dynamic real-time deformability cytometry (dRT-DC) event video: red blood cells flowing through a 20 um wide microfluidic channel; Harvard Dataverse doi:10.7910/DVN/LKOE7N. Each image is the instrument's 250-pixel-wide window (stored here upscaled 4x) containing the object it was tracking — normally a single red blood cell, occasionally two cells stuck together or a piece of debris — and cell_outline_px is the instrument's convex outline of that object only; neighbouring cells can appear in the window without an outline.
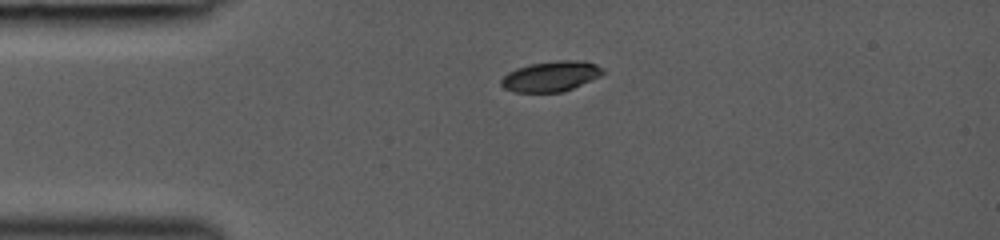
{"species": "common noctule bat (a hibernating species)", "species_latin": "Nyctalus noctula", "temperature_condition": "room temperature", "stored_images_in_passage": 41, "camera_frame_rate_fps": 3000, "um_per_image_px": 0.085, "animal": {"sex": "female", "body_mass_g": 19.0, "forearm_length_mm": 53.3}, "frame": {"image": 1, "passage_image": 1, "time_ms": 0.0, "image_size_px": [1000, 240], "cell_outline_px": [[604, 72], [600, 76], [564, 92], [512, 92], [504, 88], [500, 84], [500, 80], [508, 72], [516, 68], [532, 64], [556, 60], [576, 60], [596, 64], [604, 68]], "centroid_in_image_um": [46.81, 6.49], "position_along_channel_um": 38.2, "area_um2": 17.98}}
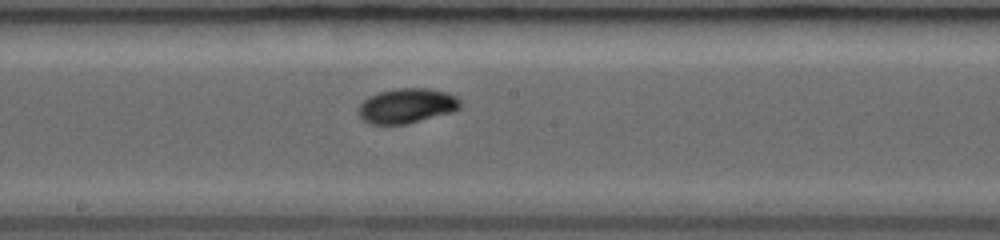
{"frame": {"image": 2, "passage_image": 18, "time_ms": 4.667, "image_size_px": [1000, 240], "cell_outline_px": [[460, 108], [452, 112], [408, 124], [368, 124], [360, 116], [360, 104], [368, 96], [380, 92], [396, 88], [428, 88], [448, 92], [456, 96], [460, 100]], "centroid_in_image_um": [34.61, 8.99], "position_along_channel_um": 213.6, "area_um2": 20.69}}
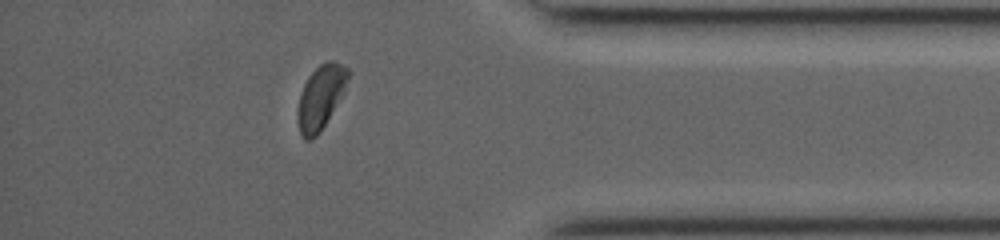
{"frame": {"image": 3, "passage_image": 35, "time_ms": 9.333, "image_size_px": [1000, 240], "cell_outline_px": [[348, 76], [344, 92], [320, 132], [312, 140], [304, 140], [300, 132], [296, 120], [296, 112], [300, 92], [308, 76], [320, 64], [328, 60], [332, 60], [348, 68]], "centroid_in_image_um": [27.21, 8.28], "position_along_channel_um": 408.0, "area_um2": 18.79}}